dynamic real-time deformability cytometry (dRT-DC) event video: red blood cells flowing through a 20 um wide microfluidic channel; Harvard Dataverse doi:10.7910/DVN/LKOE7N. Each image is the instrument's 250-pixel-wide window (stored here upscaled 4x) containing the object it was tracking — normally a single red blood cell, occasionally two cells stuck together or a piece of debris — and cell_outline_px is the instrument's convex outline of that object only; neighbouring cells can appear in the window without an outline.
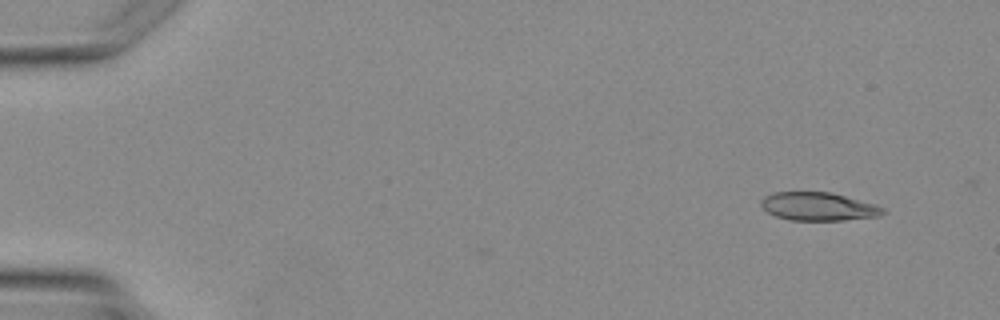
{"species": "Egyptian fruit bat (a non-hibernating species)", "species_latin": "Rousettus aegyptiacus", "temperature_condition": "warm", "stored_images_in_passage": 3, "camera_frame_rate_fps": 3000, "um_per_image_px": 0.085, "animal": {"sex": "female"}, "frame": {"image": 1, "passage_image": 1, "time_ms": 0.0, "image_size_px": [1000, 320], "cell_outline_px": [[888, 212], [880, 216], [844, 220], [788, 220], [776, 216], [768, 212], [760, 204], [760, 200], [764, 196], [772, 192], [832, 192], [876, 204], [884, 208]], "centroid_in_image_um": [69.59, 17.55], "position_along_channel_um": 15.4, "area_um2": 20.29}}
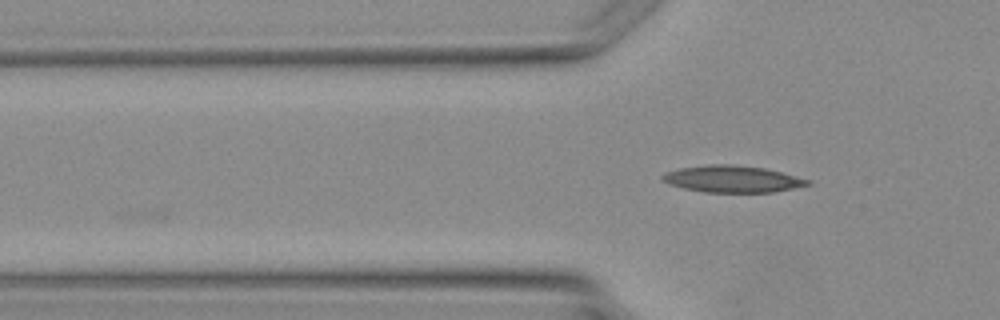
{"frame": {"image": 2, "passage_image": 3, "time_ms": 3.333, "image_size_px": [1000, 320], "cell_outline_px": [[812, 184], [772, 192], [704, 192], [684, 188], [668, 184], [660, 180], [660, 176], [664, 172], [680, 168], [708, 164], [732, 164], [764, 168], [812, 180]], "centroid_in_image_um": [62.2, 15.21], "position_along_channel_um": 63.6, "area_um2": 22.72}}